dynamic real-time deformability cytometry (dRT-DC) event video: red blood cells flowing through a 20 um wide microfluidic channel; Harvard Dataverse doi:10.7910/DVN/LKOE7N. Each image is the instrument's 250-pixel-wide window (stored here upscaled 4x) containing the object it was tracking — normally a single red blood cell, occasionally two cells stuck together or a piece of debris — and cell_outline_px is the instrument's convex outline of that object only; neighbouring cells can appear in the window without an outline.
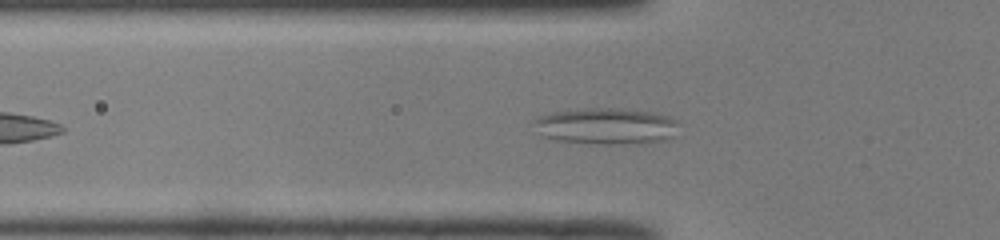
{"species": "common noctule bat (a hibernating species)", "species_latin": "Nyctalus noctula", "temperature_condition": "room temperature", "stored_images_in_passage": 43, "camera_frame_rate_fps": 3000, "um_per_image_px": 0.085, "animal": {"sex": "male", "body_mass_g": 19.0, "forearm_length_mm": 50.8}, "frame": {"image": 1, "passage_image": 8, "time_ms": 2.333, "image_size_px": [1000, 240], "cell_outline_px": [[676, 124], [672, 136], [664, 140], [636, 144], [600, 144], [556, 140], [544, 136], [536, 132], [532, 120], [536, 116], [552, 112], [584, 108], [620, 108], [656, 112], [668, 116], [676, 120]], "centroid_in_image_um": [51.46, 10.71], "position_along_channel_um": 74.3, "area_um2": 30.98}}
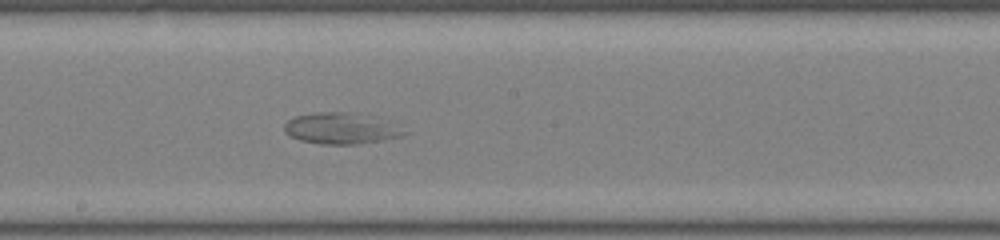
{"frame": {"image": 2, "passage_image": 19, "time_ms": 6.0, "image_size_px": [1000, 240], "cell_outline_px": [[408, 132], [400, 136], [356, 144], [320, 144], [300, 140], [284, 132], [284, 124], [288, 120], [296, 116], [316, 112], [348, 112]], "centroid_in_image_um": [28.76, 10.94], "position_along_channel_um": 219.4, "area_um2": 20.35}}
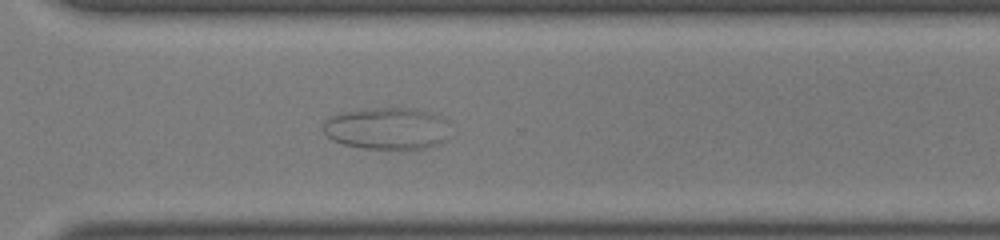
{"frame": {"image": 3, "passage_image": 28, "time_ms": 9.0, "image_size_px": [1000, 240], "cell_outline_px": [[448, 120], [444, 140], [436, 144], [424, 148], [364, 148], [344, 144], [332, 140], [324, 132], [324, 120], [332, 116], [344, 112], [376, 108], [412, 108], [432, 112]], "centroid_in_image_um": [32.89, 10.9], "position_along_channel_um": 337.7, "area_um2": 30.52}}